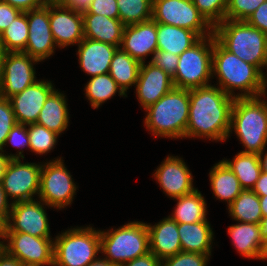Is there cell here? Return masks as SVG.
I'll return each mask as SVG.
<instances>
[{
    "mask_svg": "<svg viewBox=\"0 0 267 266\" xmlns=\"http://www.w3.org/2000/svg\"><path fill=\"white\" fill-rule=\"evenodd\" d=\"M189 117L185 138L225 141L229 138L234 97L216 85L189 89Z\"/></svg>",
    "mask_w": 267,
    "mask_h": 266,
    "instance_id": "1",
    "label": "cell"
},
{
    "mask_svg": "<svg viewBox=\"0 0 267 266\" xmlns=\"http://www.w3.org/2000/svg\"><path fill=\"white\" fill-rule=\"evenodd\" d=\"M212 74V77L217 75L219 88L234 98L262 96L264 74L256 66L226 50L214 34ZM237 89L241 93L235 94Z\"/></svg>",
    "mask_w": 267,
    "mask_h": 266,
    "instance_id": "2",
    "label": "cell"
},
{
    "mask_svg": "<svg viewBox=\"0 0 267 266\" xmlns=\"http://www.w3.org/2000/svg\"><path fill=\"white\" fill-rule=\"evenodd\" d=\"M258 97L235 98L230 120V132L236 133L245 150L260 154L267 145V100Z\"/></svg>",
    "mask_w": 267,
    "mask_h": 266,
    "instance_id": "3",
    "label": "cell"
},
{
    "mask_svg": "<svg viewBox=\"0 0 267 266\" xmlns=\"http://www.w3.org/2000/svg\"><path fill=\"white\" fill-rule=\"evenodd\" d=\"M189 106V89L174 87L145 109L144 124L155 137L185 138Z\"/></svg>",
    "mask_w": 267,
    "mask_h": 266,
    "instance_id": "4",
    "label": "cell"
},
{
    "mask_svg": "<svg viewBox=\"0 0 267 266\" xmlns=\"http://www.w3.org/2000/svg\"><path fill=\"white\" fill-rule=\"evenodd\" d=\"M213 34L226 50L264 74L263 69L267 68V35L264 32L246 21L225 19L214 27Z\"/></svg>",
    "mask_w": 267,
    "mask_h": 266,
    "instance_id": "5",
    "label": "cell"
},
{
    "mask_svg": "<svg viewBox=\"0 0 267 266\" xmlns=\"http://www.w3.org/2000/svg\"><path fill=\"white\" fill-rule=\"evenodd\" d=\"M100 240V253L117 266L150 252L148 228L141 221L129 222L117 229L100 230Z\"/></svg>",
    "mask_w": 267,
    "mask_h": 266,
    "instance_id": "6",
    "label": "cell"
},
{
    "mask_svg": "<svg viewBox=\"0 0 267 266\" xmlns=\"http://www.w3.org/2000/svg\"><path fill=\"white\" fill-rule=\"evenodd\" d=\"M99 252L100 230L90 225L71 228L54 239L53 266H87L99 258Z\"/></svg>",
    "mask_w": 267,
    "mask_h": 266,
    "instance_id": "7",
    "label": "cell"
},
{
    "mask_svg": "<svg viewBox=\"0 0 267 266\" xmlns=\"http://www.w3.org/2000/svg\"><path fill=\"white\" fill-rule=\"evenodd\" d=\"M213 35L200 38L179 55L172 77L176 88L193 89L209 84L212 77Z\"/></svg>",
    "mask_w": 267,
    "mask_h": 266,
    "instance_id": "8",
    "label": "cell"
},
{
    "mask_svg": "<svg viewBox=\"0 0 267 266\" xmlns=\"http://www.w3.org/2000/svg\"><path fill=\"white\" fill-rule=\"evenodd\" d=\"M77 188L62 157L42 164L38 198L48 207L61 210L71 205Z\"/></svg>",
    "mask_w": 267,
    "mask_h": 266,
    "instance_id": "9",
    "label": "cell"
},
{
    "mask_svg": "<svg viewBox=\"0 0 267 266\" xmlns=\"http://www.w3.org/2000/svg\"><path fill=\"white\" fill-rule=\"evenodd\" d=\"M152 19L156 23L189 29L200 38L213 35L214 28L192 0H153Z\"/></svg>",
    "mask_w": 267,
    "mask_h": 266,
    "instance_id": "10",
    "label": "cell"
},
{
    "mask_svg": "<svg viewBox=\"0 0 267 266\" xmlns=\"http://www.w3.org/2000/svg\"><path fill=\"white\" fill-rule=\"evenodd\" d=\"M2 248L9 255L19 259L24 266H53L54 263V239L51 237L4 232Z\"/></svg>",
    "mask_w": 267,
    "mask_h": 266,
    "instance_id": "11",
    "label": "cell"
},
{
    "mask_svg": "<svg viewBox=\"0 0 267 266\" xmlns=\"http://www.w3.org/2000/svg\"><path fill=\"white\" fill-rule=\"evenodd\" d=\"M41 168L42 164L22 163L19 158L9 161L1 185L12 204L39 195Z\"/></svg>",
    "mask_w": 267,
    "mask_h": 266,
    "instance_id": "12",
    "label": "cell"
},
{
    "mask_svg": "<svg viewBox=\"0 0 267 266\" xmlns=\"http://www.w3.org/2000/svg\"><path fill=\"white\" fill-rule=\"evenodd\" d=\"M46 205L41 200L13 203L4 232H22L35 237H51Z\"/></svg>",
    "mask_w": 267,
    "mask_h": 266,
    "instance_id": "13",
    "label": "cell"
},
{
    "mask_svg": "<svg viewBox=\"0 0 267 266\" xmlns=\"http://www.w3.org/2000/svg\"><path fill=\"white\" fill-rule=\"evenodd\" d=\"M38 62L24 52H5L0 97L9 98L33 85L37 81L34 64Z\"/></svg>",
    "mask_w": 267,
    "mask_h": 266,
    "instance_id": "14",
    "label": "cell"
},
{
    "mask_svg": "<svg viewBox=\"0 0 267 266\" xmlns=\"http://www.w3.org/2000/svg\"><path fill=\"white\" fill-rule=\"evenodd\" d=\"M49 22L54 41L60 49L78 45L84 39L83 15L65 8L57 0L49 1Z\"/></svg>",
    "mask_w": 267,
    "mask_h": 266,
    "instance_id": "15",
    "label": "cell"
},
{
    "mask_svg": "<svg viewBox=\"0 0 267 266\" xmlns=\"http://www.w3.org/2000/svg\"><path fill=\"white\" fill-rule=\"evenodd\" d=\"M29 35L24 53L42 62L54 53V41L49 22V2L27 11Z\"/></svg>",
    "mask_w": 267,
    "mask_h": 266,
    "instance_id": "16",
    "label": "cell"
},
{
    "mask_svg": "<svg viewBox=\"0 0 267 266\" xmlns=\"http://www.w3.org/2000/svg\"><path fill=\"white\" fill-rule=\"evenodd\" d=\"M163 192L176 199L190 194L195 189L193 176L184 160L178 156H169L159 165L153 174Z\"/></svg>",
    "mask_w": 267,
    "mask_h": 266,
    "instance_id": "17",
    "label": "cell"
},
{
    "mask_svg": "<svg viewBox=\"0 0 267 266\" xmlns=\"http://www.w3.org/2000/svg\"><path fill=\"white\" fill-rule=\"evenodd\" d=\"M54 89L51 81L37 80L21 93L9 97L16 122L24 125L36 123L47 97Z\"/></svg>",
    "mask_w": 267,
    "mask_h": 266,
    "instance_id": "18",
    "label": "cell"
},
{
    "mask_svg": "<svg viewBox=\"0 0 267 266\" xmlns=\"http://www.w3.org/2000/svg\"><path fill=\"white\" fill-rule=\"evenodd\" d=\"M141 63L138 79L135 84L136 96L145 110L156 103L175 86L172 77L152 63Z\"/></svg>",
    "mask_w": 267,
    "mask_h": 266,
    "instance_id": "19",
    "label": "cell"
},
{
    "mask_svg": "<svg viewBox=\"0 0 267 266\" xmlns=\"http://www.w3.org/2000/svg\"><path fill=\"white\" fill-rule=\"evenodd\" d=\"M120 48L132 58L144 63L148 55L157 51V23L145 22L125 25Z\"/></svg>",
    "mask_w": 267,
    "mask_h": 266,
    "instance_id": "20",
    "label": "cell"
},
{
    "mask_svg": "<svg viewBox=\"0 0 267 266\" xmlns=\"http://www.w3.org/2000/svg\"><path fill=\"white\" fill-rule=\"evenodd\" d=\"M77 46L78 61L83 72L91 77L109 72L117 46L88 38H84Z\"/></svg>",
    "mask_w": 267,
    "mask_h": 266,
    "instance_id": "21",
    "label": "cell"
},
{
    "mask_svg": "<svg viewBox=\"0 0 267 266\" xmlns=\"http://www.w3.org/2000/svg\"><path fill=\"white\" fill-rule=\"evenodd\" d=\"M146 225L149 232V251L160 261L182 252L176 221L168 216L155 225Z\"/></svg>",
    "mask_w": 267,
    "mask_h": 266,
    "instance_id": "22",
    "label": "cell"
},
{
    "mask_svg": "<svg viewBox=\"0 0 267 266\" xmlns=\"http://www.w3.org/2000/svg\"><path fill=\"white\" fill-rule=\"evenodd\" d=\"M227 232L232 238V245L241 256L264 259L267 247L262 238L260 224L238 222L229 226Z\"/></svg>",
    "mask_w": 267,
    "mask_h": 266,
    "instance_id": "23",
    "label": "cell"
},
{
    "mask_svg": "<svg viewBox=\"0 0 267 266\" xmlns=\"http://www.w3.org/2000/svg\"><path fill=\"white\" fill-rule=\"evenodd\" d=\"M84 38L109 43L120 48L125 25L120 19H113L94 13H83Z\"/></svg>",
    "mask_w": 267,
    "mask_h": 266,
    "instance_id": "24",
    "label": "cell"
},
{
    "mask_svg": "<svg viewBox=\"0 0 267 266\" xmlns=\"http://www.w3.org/2000/svg\"><path fill=\"white\" fill-rule=\"evenodd\" d=\"M209 223H178L182 252L211 254L214 233Z\"/></svg>",
    "mask_w": 267,
    "mask_h": 266,
    "instance_id": "25",
    "label": "cell"
},
{
    "mask_svg": "<svg viewBox=\"0 0 267 266\" xmlns=\"http://www.w3.org/2000/svg\"><path fill=\"white\" fill-rule=\"evenodd\" d=\"M66 96L54 89L47 97L37 119V124L45 126L58 135L68 128L69 110Z\"/></svg>",
    "mask_w": 267,
    "mask_h": 266,
    "instance_id": "26",
    "label": "cell"
},
{
    "mask_svg": "<svg viewBox=\"0 0 267 266\" xmlns=\"http://www.w3.org/2000/svg\"><path fill=\"white\" fill-rule=\"evenodd\" d=\"M199 39L200 37L189 29L157 23V50L179 56Z\"/></svg>",
    "mask_w": 267,
    "mask_h": 266,
    "instance_id": "27",
    "label": "cell"
},
{
    "mask_svg": "<svg viewBox=\"0 0 267 266\" xmlns=\"http://www.w3.org/2000/svg\"><path fill=\"white\" fill-rule=\"evenodd\" d=\"M209 178L213 195L221 201H226L227 207L242 190L238 178L222 160L211 168Z\"/></svg>",
    "mask_w": 267,
    "mask_h": 266,
    "instance_id": "28",
    "label": "cell"
},
{
    "mask_svg": "<svg viewBox=\"0 0 267 266\" xmlns=\"http://www.w3.org/2000/svg\"><path fill=\"white\" fill-rule=\"evenodd\" d=\"M176 201L175 209L169 217L177 223H197L207 220V204L198 188L190 194L176 198Z\"/></svg>",
    "mask_w": 267,
    "mask_h": 266,
    "instance_id": "29",
    "label": "cell"
},
{
    "mask_svg": "<svg viewBox=\"0 0 267 266\" xmlns=\"http://www.w3.org/2000/svg\"><path fill=\"white\" fill-rule=\"evenodd\" d=\"M140 65L138 60L132 58L121 48H117L108 73L126 94L129 87L134 86L137 82Z\"/></svg>",
    "mask_w": 267,
    "mask_h": 266,
    "instance_id": "30",
    "label": "cell"
},
{
    "mask_svg": "<svg viewBox=\"0 0 267 266\" xmlns=\"http://www.w3.org/2000/svg\"><path fill=\"white\" fill-rule=\"evenodd\" d=\"M238 178L242 189H253L261 173L258 154L238 152L233 160H222Z\"/></svg>",
    "mask_w": 267,
    "mask_h": 266,
    "instance_id": "31",
    "label": "cell"
},
{
    "mask_svg": "<svg viewBox=\"0 0 267 266\" xmlns=\"http://www.w3.org/2000/svg\"><path fill=\"white\" fill-rule=\"evenodd\" d=\"M230 216L237 222L260 224L263 217L259 196L251 189H242L228 206Z\"/></svg>",
    "mask_w": 267,
    "mask_h": 266,
    "instance_id": "32",
    "label": "cell"
},
{
    "mask_svg": "<svg viewBox=\"0 0 267 266\" xmlns=\"http://www.w3.org/2000/svg\"><path fill=\"white\" fill-rule=\"evenodd\" d=\"M85 95L90 101L91 107L99 108L105 101L112 98L117 92L119 96L127 97V94L117 85L109 73L91 77L85 86Z\"/></svg>",
    "mask_w": 267,
    "mask_h": 266,
    "instance_id": "33",
    "label": "cell"
},
{
    "mask_svg": "<svg viewBox=\"0 0 267 266\" xmlns=\"http://www.w3.org/2000/svg\"><path fill=\"white\" fill-rule=\"evenodd\" d=\"M28 35L27 12H22L0 34L1 49L5 52H24Z\"/></svg>",
    "mask_w": 267,
    "mask_h": 266,
    "instance_id": "34",
    "label": "cell"
},
{
    "mask_svg": "<svg viewBox=\"0 0 267 266\" xmlns=\"http://www.w3.org/2000/svg\"><path fill=\"white\" fill-rule=\"evenodd\" d=\"M119 19L124 25L152 19L153 0H116Z\"/></svg>",
    "mask_w": 267,
    "mask_h": 266,
    "instance_id": "35",
    "label": "cell"
},
{
    "mask_svg": "<svg viewBox=\"0 0 267 266\" xmlns=\"http://www.w3.org/2000/svg\"><path fill=\"white\" fill-rule=\"evenodd\" d=\"M29 149L39 155L49 153L57 143L58 134L37 123L28 124Z\"/></svg>",
    "mask_w": 267,
    "mask_h": 266,
    "instance_id": "36",
    "label": "cell"
},
{
    "mask_svg": "<svg viewBox=\"0 0 267 266\" xmlns=\"http://www.w3.org/2000/svg\"><path fill=\"white\" fill-rule=\"evenodd\" d=\"M205 20L214 28L225 20L227 0H192Z\"/></svg>",
    "mask_w": 267,
    "mask_h": 266,
    "instance_id": "37",
    "label": "cell"
},
{
    "mask_svg": "<svg viewBox=\"0 0 267 266\" xmlns=\"http://www.w3.org/2000/svg\"><path fill=\"white\" fill-rule=\"evenodd\" d=\"M266 0H227L226 20L246 21Z\"/></svg>",
    "mask_w": 267,
    "mask_h": 266,
    "instance_id": "38",
    "label": "cell"
},
{
    "mask_svg": "<svg viewBox=\"0 0 267 266\" xmlns=\"http://www.w3.org/2000/svg\"><path fill=\"white\" fill-rule=\"evenodd\" d=\"M211 254L179 252L161 260V266H206Z\"/></svg>",
    "mask_w": 267,
    "mask_h": 266,
    "instance_id": "39",
    "label": "cell"
},
{
    "mask_svg": "<svg viewBox=\"0 0 267 266\" xmlns=\"http://www.w3.org/2000/svg\"><path fill=\"white\" fill-rule=\"evenodd\" d=\"M16 123L10 100L0 97V150H3L7 136Z\"/></svg>",
    "mask_w": 267,
    "mask_h": 266,
    "instance_id": "40",
    "label": "cell"
},
{
    "mask_svg": "<svg viewBox=\"0 0 267 266\" xmlns=\"http://www.w3.org/2000/svg\"><path fill=\"white\" fill-rule=\"evenodd\" d=\"M7 143L12 144L15 148L19 150L16 154H10L9 157L13 158H21L22 160L25 158L23 155V148H29V135L27 125L16 123L15 126L9 132L5 146Z\"/></svg>",
    "mask_w": 267,
    "mask_h": 266,
    "instance_id": "41",
    "label": "cell"
},
{
    "mask_svg": "<svg viewBox=\"0 0 267 266\" xmlns=\"http://www.w3.org/2000/svg\"><path fill=\"white\" fill-rule=\"evenodd\" d=\"M179 56L164 50H157L149 61L173 77L178 67Z\"/></svg>",
    "mask_w": 267,
    "mask_h": 266,
    "instance_id": "42",
    "label": "cell"
},
{
    "mask_svg": "<svg viewBox=\"0 0 267 266\" xmlns=\"http://www.w3.org/2000/svg\"><path fill=\"white\" fill-rule=\"evenodd\" d=\"M85 13L104 15L113 19H119V10L116 0H93Z\"/></svg>",
    "mask_w": 267,
    "mask_h": 266,
    "instance_id": "43",
    "label": "cell"
},
{
    "mask_svg": "<svg viewBox=\"0 0 267 266\" xmlns=\"http://www.w3.org/2000/svg\"><path fill=\"white\" fill-rule=\"evenodd\" d=\"M246 22L258 28L267 35V0L263 2L246 20Z\"/></svg>",
    "mask_w": 267,
    "mask_h": 266,
    "instance_id": "44",
    "label": "cell"
},
{
    "mask_svg": "<svg viewBox=\"0 0 267 266\" xmlns=\"http://www.w3.org/2000/svg\"><path fill=\"white\" fill-rule=\"evenodd\" d=\"M22 11L0 0V34L15 20Z\"/></svg>",
    "mask_w": 267,
    "mask_h": 266,
    "instance_id": "45",
    "label": "cell"
},
{
    "mask_svg": "<svg viewBox=\"0 0 267 266\" xmlns=\"http://www.w3.org/2000/svg\"><path fill=\"white\" fill-rule=\"evenodd\" d=\"M22 12L45 6L50 0H2Z\"/></svg>",
    "mask_w": 267,
    "mask_h": 266,
    "instance_id": "46",
    "label": "cell"
},
{
    "mask_svg": "<svg viewBox=\"0 0 267 266\" xmlns=\"http://www.w3.org/2000/svg\"><path fill=\"white\" fill-rule=\"evenodd\" d=\"M120 266H161V261L154 254L148 252L146 255L137 257Z\"/></svg>",
    "mask_w": 267,
    "mask_h": 266,
    "instance_id": "47",
    "label": "cell"
},
{
    "mask_svg": "<svg viewBox=\"0 0 267 266\" xmlns=\"http://www.w3.org/2000/svg\"><path fill=\"white\" fill-rule=\"evenodd\" d=\"M65 8H69L78 13H85L88 11L93 0H57Z\"/></svg>",
    "mask_w": 267,
    "mask_h": 266,
    "instance_id": "48",
    "label": "cell"
},
{
    "mask_svg": "<svg viewBox=\"0 0 267 266\" xmlns=\"http://www.w3.org/2000/svg\"><path fill=\"white\" fill-rule=\"evenodd\" d=\"M5 191L0 184V218L6 223L8 221L12 203L8 202Z\"/></svg>",
    "mask_w": 267,
    "mask_h": 266,
    "instance_id": "49",
    "label": "cell"
},
{
    "mask_svg": "<svg viewBox=\"0 0 267 266\" xmlns=\"http://www.w3.org/2000/svg\"><path fill=\"white\" fill-rule=\"evenodd\" d=\"M258 196L267 195V173L261 171L259 178L252 189Z\"/></svg>",
    "mask_w": 267,
    "mask_h": 266,
    "instance_id": "50",
    "label": "cell"
},
{
    "mask_svg": "<svg viewBox=\"0 0 267 266\" xmlns=\"http://www.w3.org/2000/svg\"><path fill=\"white\" fill-rule=\"evenodd\" d=\"M0 266H24V264L16 257L9 255L2 248L0 250Z\"/></svg>",
    "mask_w": 267,
    "mask_h": 266,
    "instance_id": "51",
    "label": "cell"
},
{
    "mask_svg": "<svg viewBox=\"0 0 267 266\" xmlns=\"http://www.w3.org/2000/svg\"><path fill=\"white\" fill-rule=\"evenodd\" d=\"M4 152H5L4 149L0 150V184L3 180L6 167L9 163V161L11 160L9 155L8 154L6 155Z\"/></svg>",
    "mask_w": 267,
    "mask_h": 266,
    "instance_id": "52",
    "label": "cell"
},
{
    "mask_svg": "<svg viewBox=\"0 0 267 266\" xmlns=\"http://www.w3.org/2000/svg\"><path fill=\"white\" fill-rule=\"evenodd\" d=\"M260 226H261L262 238L267 247V217H262Z\"/></svg>",
    "mask_w": 267,
    "mask_h": 266,
    "instance_id": "53",
    "label": "cell"
},
{
    "mask_svg": "<svg viewBox=\"0 0 267 266\" xmlns=\"http://www.w3.org/2000/svg\"><path fill=\"white\" fill-rule=\"evenodd\" d=\"M87 266H117L104 258H98L95 261L89 263Z\"/></svg>",
    "mask_w": 267,
    "mask_h": 266,
    "instance_id": "54",
    "label": "cell"
},
{
    "mask_svg": "<svg viewBox=\"0 0 267 266\" xmlns=\"http://www.w3.org/2000/svg\"><path fill=\"white\" fill-rule=\"evenodd\" d=\"M258 156L260 160L261 171L267 173V151L264 149L260 154H258Z\"/></svg>",
    "mask_w": 267,
    "mask_h": 266,
    "instance_id": "55",
    "label": "cell"
},
{
    "mask_svg": "<svg viewBox=\"0 0 267 266\" xmlns=\"http://www.w3.org/2000/svg\"><path fill=\"white\" fill-rule=\"evenodd\" d=\"M260 207L263 217H267V195L259 196Z\"/></svg>",
    "mask_w": 267,
    "mask_h": 266,
    "instance_id": "56",
    "label": "cell"
},
{
    "mask_svg": "<svg viewBox=\"0 0 267 266\" xmlns=\"http://www.w3.org/2000/svg\"><path fill=\"white\" fill-rule=\"evenodd\" d=\"M5 51H0V87L3 80V67H4Z\"/></svg>",
    "mask_w": 267,
    "mask_h": 266,
    "instance_id": "57",
    "label": "cell"
},
{
    "mask_svg": "<svg viewBox=\"0 0 267 266\" xmlns=\"http://www.w3.org/2000/svg\"><path fill=\"white\" fill-rule=\"evenodd\" d=\"M267 75H266V73H264V77H263V93H262V97L264 96H266V93H267V77H266Z\"/></svg>",
    "mask_w": 267,
    "mask_h": 266,
    "instance_id": "58",
    "label": "cell"
},
{
    "mask_svg": "<svg viewBox=\"0 0 267 266\" xmlns=\"http://www.w3.org/2000/svg\"><path fill=\"white\" fill-rule=\"evenodd\" d=\"M5 222L0 218V235H4Z\"/></svg>",
    "mask_w": 267,
    "mask_h": 266,
    "instance_id": "59",
    "label": "cell"
},
{
    "mask_svg": "<svg viewBox=\"0 0 267 266\" xmlns=\"http://www.w3.org/2000/svg\"><path fill=\"white\" fill-rule=\"evenodd\" d=\"M4 235H0V240L3 239ZM2 249V241H0V250Z\"/></svg>",
    "mask_w": 267,
    "mask_h": 266,
    "instance_id": "60",
    "label": "cell"
},
{
    "mask_svg": "<svg viewBox=\"0 0 267 266\" xmlns=\"http://www.w3.org/2000/svg\"><path fill=\"white\" fill-rule=\"evenodd\" d=\"M266 259H267V248H266L265 256H264V259L263 260H266Z\"/></svg>",
    "mask_w": 267,
    "mask_h": 266,
    "instance_id": "61",
    "label": "cell"
}]
</instances>
